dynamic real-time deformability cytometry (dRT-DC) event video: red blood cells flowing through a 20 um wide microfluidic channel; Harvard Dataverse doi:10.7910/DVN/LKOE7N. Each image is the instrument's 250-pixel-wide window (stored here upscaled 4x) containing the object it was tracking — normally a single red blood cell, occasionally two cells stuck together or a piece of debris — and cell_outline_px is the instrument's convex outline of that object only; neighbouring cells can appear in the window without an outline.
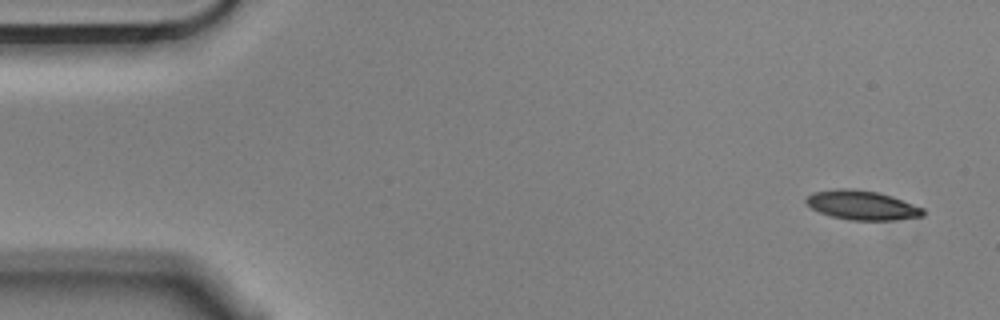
{"species": "Egyptian fruit bat (a non-hibernating species)", "species_latin": "Rousettus aegyptiacus", "temperature_condition": "cold", "stored_images_in_passage": 5, "segment_of_instrument_passage": [1, 2], "camera_frame_rate_fps": 3000, "um_per_image_px": 0.085, "animal": {"sex": "male"}, "frame": {"image": 1, "passage_image": 1, "time_ms": 0.0, "image_size_px": [1000, 320], "cell_outline_px": [[924, 216], [892, 220], [852, 220], [832, 216], [820, 212], [812, 208], [804, 200], [812, 192], [836, 188], [852, 188], [876, 192], [892, 196], [924, 208]], "centroid_in_image_um": [73.27, 17.43], "position_along_channel_um": 11.7, "area_um2": 19.88}}